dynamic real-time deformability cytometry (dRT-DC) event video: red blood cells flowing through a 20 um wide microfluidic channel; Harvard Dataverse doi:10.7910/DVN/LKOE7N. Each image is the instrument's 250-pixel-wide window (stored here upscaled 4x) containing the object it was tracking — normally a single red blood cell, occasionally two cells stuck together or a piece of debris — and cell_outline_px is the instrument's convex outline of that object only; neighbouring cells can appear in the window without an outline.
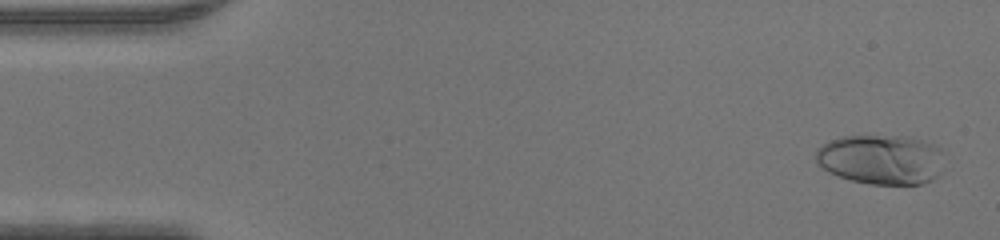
{"species": "human", "species_latin": "Homo sapiens", "temperature_condition": "warm", "stored_images_in_passage": 47, "camera_frame_rate_fps": 3000, "um_per_image_px": 0.085, "donor": {"sex": "male"}, "frame": {"image": 1, "passage_image": 2, "time_ms": 0.333, "image_size_px": [1000, 240], "cell_outline_px": [[944, 148], [936, 176], [932, 180], [920, 184], [868, 184], [852, 180], [828, 172], [816, 164], [816, 148], [828, 140], [844, 136], [908, 136], [924, 140]], "centroid_in_image_um": [74.86, 13.53], "position_along_channel_um": 10.1, "area_um2": 37.45}}
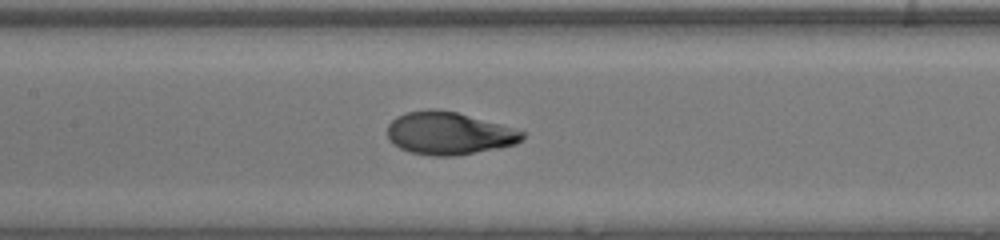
{"frame": {"image": 2, "passage_image": 22, "time_ms": 7.0, "image_size_px": [1000, 240], "cell_outline_px": [[524, 140], [516, 144], [500, 148], [456, 156], [428, 156], [408, 152], [392, 144], [388, 136], [388, 124], [396, 116], [404, 112], [432, 108], [436, 108], [456, 112], [500, 124], [524, 132]], "centroid_in_image_um": [38.13, 11.34], "position_along_channel_um": 169.3, "area_um2": 33.87}}
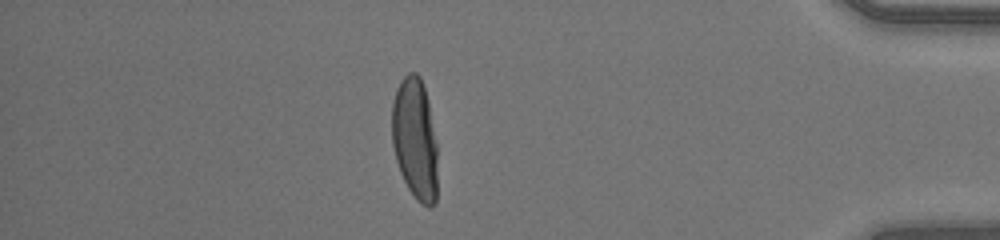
{"frame": {"image": 3, "passage_image": 41, "time_ms": 13.333, "image_size_px": [1000, 240], "cell_outline_px": [[436, 204], [432, 208], [428, 208], [420, 204], [416, 200], [408, 188], [400, 172], [396, 160], [392, 144], [392, 104], [400, 80], [408, 72], [416, 72], [420, 76], [428, 100], [436, 144]], "centroid_in_image_um": [35.26, 11.84], "position_along_channel_um": 399.9, "area_um2": 32.37}}